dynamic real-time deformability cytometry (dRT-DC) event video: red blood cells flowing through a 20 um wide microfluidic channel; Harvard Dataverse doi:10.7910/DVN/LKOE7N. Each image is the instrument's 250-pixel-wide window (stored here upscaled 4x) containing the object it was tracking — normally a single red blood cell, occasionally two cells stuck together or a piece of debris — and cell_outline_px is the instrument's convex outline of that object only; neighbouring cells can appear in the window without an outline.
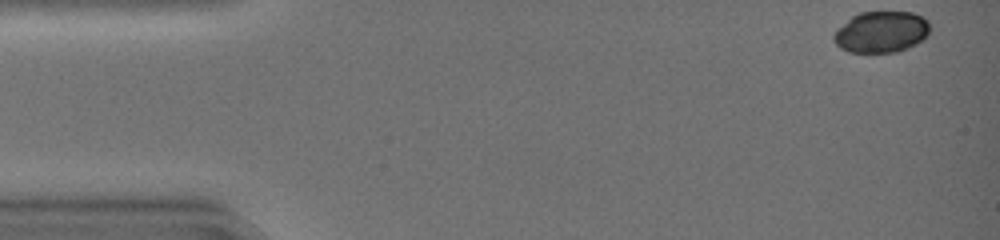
{"species": "common noctule bat (a hibernating species)", "species_latin": "Nyctalus noctula", "temperature_condition": "warm", "stored_images_in_passage": 21, "camera_frame_rate_fps": 3000, "um_per_image_px": 0.085, "animal": {"sex": "female", "body_mass_g": 19.0, "forearm_length_mm": 51.5}, "frame": {"image": 1, "passage_image": 1, "time_ms": 0.0, "image_size_px": [1000, 240], "cell_outline_px": [[928, 36], [916, 44], [896, 52], [848, 52], [840, 48], [832, 40], [832, 36], [836, 28], [852, 16], [860, 12], [912, 12], [928, 20]], "centroid_in_image_um": [74.86, 2.72], "position_along_channel_um": 10.1, "area_um2": 23.24}}
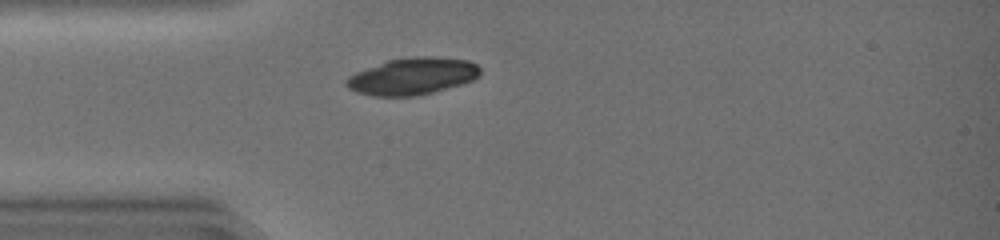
{"frame": {"image": 2, "passage_image": 12, "time_ms": 3.667, "image_size_px": [1000, 240], "cell_outline_px": [[480, 76], [472, 80], [460, 84], [432, 92], [416, 96], [372, 96], [356, 92], [348, 88], [344, 84], [344, 80], [348, 76], [356, 72], [388, 60], [416, 56], [432, 56], [468, 60], [476, 64], [480, 68]], "centroid_in_image_um": [35.03, 6.48], "position_along_channel_um": 50.0, "area_um2": 28.78}}